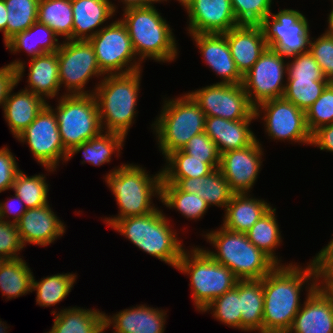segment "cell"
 <instances>
[{
    "mask_svg": "<svg viewBox=\"0 0 333 333\" xmlns=\"http://www.w3.org/2000/svg\"><path fill=\"white\" fill-rule=\"evenodd\" d=\"M7 13L6 42L37 21L39 0H4Z\"/></svg>",
    "mask_w": 333,
    "mask_h": 333,
    "instance_id": "cell-41",
    "label": "cell"
},
{
    "mask_svg": "<svg viewBox=\"0 0 333 333\" xmlns=\"http://www.w3.org/2000/svg\"><path fill=\"white\" fill-rule=\"evenodd\" d=\"M77 275L72 273H57L36 281L33 276L32 291H36V304L41 307H51L62 302L71 292Z\"/></svg>",
    "mask_w": 333,
    "mask_h": 333,
    "instance_id": "cell-37",
    "label": "cell"
},
{
    "mask_svg": "<svg viewBox=\"0 0 333 333\" xmlns=\"http://www.w3.org/2000/svg\"><path fill=\"white\" fill-rule=\"evenodd\" d=\"M263 113V114H262ZM263 115V116H261ZM256 119L264 120L265 133L271 140L311 144L305 111L284 97L271 99L255 107Z\"/></svg>",
    "mask_w": 333,
    "mask_h": 333,
    "instance_id": "cell-12",
    "label": "cell"
},
{
    "mask_svg": "<svg viewBox=\"0 0 333 333\" xmlns=\"http://www.w3.org/2000/svg\"><path fill=\"white\" fill-rule=\"evenodd\" d=\"M118 205V215L105 217L103 221L112 226L118 219L130 216H141L152 213L158 207L154 206L153 197L160 201L161 170L152 176L140 165L122 164L112 169L104 176Z\"/></svg>",
    "mask_w": 333,
    "mask_h": 333,
    "instance_id": "cell-2",
    "label": "cell"
},
{
    "mask_svg": "<svg viewBox=\"0 0 333 333\" xmlns=\"http://www.w3.org/2000/svg\"><path fill=\"white\" fill-rule=\"evenodd\" d=\"M311 146H315L320 151L333 153V123L322 126L311 134Z\"/></svg>",
    "mask_w": 333,
    "mask_h": 333,
    "instance_id": "cell-54",
    "label": "cell"
},
{
    "mask_svg": "<svg viewBox=\"0 0 333 333\" xmlns=\"http://www.w3.org/2000/svg\"><path fill=\"white\" fill-rule=\"evenodd\" d=\"M161 184H175L181 191L203 198L209 207L217 206L223 209H226L234 194L219 169L198 178H162Z\"/></svg>",
    "mask_w": 333,
    "mask_h": 333,
    "instance_id": "cell-26",
    "label": "cell"
},
{
    "mask_svg": "<svg viewBox=\"0 0 333 333\" xmlns=\"http://www.w3.org/2000/svg\"><path fill=\"white\" fill-rule=\"evenodd\" d=\"M6 323L0 320V333H8Z\"/></svg>",
    "mask_w": 333,
    "mask_h": 333,
    "instance_id": "cell-60",
    "label": "cell"
},
{
    "mask_svg": "<svg viewBox=\"0 0 333 333\" xmlns=\"http://www.w3.org/2000/svg\"><path fill=\"white\" fill-rule=\"evenodd\" d=\"M58 36L45 24L36 21L30 28L16 33L6 43L5 47L11 53L26 51L30 59L46 53L57 52L62 42Z\"/></svg>",
    "mask_w": 333,
    "mask_h": 333,
    "instance_id": "cell-30",
    "label": "cell"
},
{
    "mask_svg": "<svg viewBox=\"0 0 333 333\" xmlns=\"http://www.w3.org/2000/svg\"><path fill=\"white\" fill-rule=\"evenodd\" d=\"M316 284H333V250H320L313 257Z\"/></svg>",
    "mask_w": 333,
    "mask_h": 333,
    "instance_id": "cell-52",
    "label": "cell"
},
{
    "mask_svg": "<svg viewBox=\"0 0 333 333\" xmlns=\"http://www.w3.org/2000/svg\"><path fill=\"white\" fill-rule=\"evenodd\" d=\"M305 116L311 134L318 128L333 123V82L326 85L321 96L305 111Z\"/></svg>",
    "mask_w": 333,
    "mask_h": 333,
    "instance_id": "cell-44",
    "label": "cell"
},
{
    "mask_svg": "<svg viewBox=\"0 0 333 333\" xmlns=\"http://www.w3.org/2000/svg\"><path fill=\"white\" fill-rule=\"evenodd\" d=\"M125 140L126 137L122 134L102 131L92 139L74 146L68 152L66 162L71 160L73 155L83 150L82 164L88 162L93 166H101L105 163H110L113 154H117V157L118 155L120 156Z\"/></svg>",
    "mask_w": 333,
    "mask_h": 333,
    "instance_id": "cell-33",
    "label": "cell"
},
{
    "mask_svg": "<svg viewBox=\"0 0 333 333\" xmlns=\"http://www.w3.org/2000/svg\"><path fill=\"white\" fill-rule=\"evenodd\" d=\"M53 311L54 323L46 333H102L105 330L104 314L99 309L69 307Z\"/></svg>",
    "mask_w": 333,
    "mask_h": 333,
    "instance_id": "cell-31",
    "label": "cell"
},
{
    "mask_svg": "<svg viewBox=\"0 0 333 333\" xmlns=\"http://www.w3.org/2000/svg\"><path fill=\"white\" fill-rule=\"evenodd\" d=\"M26 62L14 60L0 67V107L3 109L10 89L22 80Z\"/></svg>",
    "mask_w": 333,
    "mask_h": 333,
    "instance_id": "cell-50",
    "label": "cell"
},
{
    "mask_svg": "<svg viewBox=\"0 0 333 333\" xmlns=\"http://www.w3.org/2000/svg\"><path fill=\"white\" fill-rule=\"evenodd\" d=\"M165 309L140 304L116 314H104L105 330L112 325L113 333H164L167 318Z\"/></svg>",
    "mask_w": 333,
    "mask_h": 333,
    "instance_id": "cell-23",
    "label": "cell"
},
{
    "mask_svg": "<svg viewBox=\"0 0 333 333\" xmlns=\"http://www.w3.org/2000/svg\"><path fill=\"white\" fill-rule=\"evenodd\" d=\"M308 52L319 64L325 78L333 82V37L325 32L316 39L310 37Z\"/></svg>",
    "mask_w": 333,
    "mask_h": 333,
    "instance_id": "cell-48",
    "label": "cell"
},
{
    "mask_svg": "<svg viewBox=\"0 0 333 333\" xmlns=\"http://www.w3.org/2000/svg\"><path fill=\"white\" fill-rule=\"evenodd\" d=\"M22 258L5 260L0 267V290L7 300L32 293L33 274Z\"/></svg>",
    "mask_w": 333,
    "mask_h": 333,
    "instance_id": "cell-34",
    "label": "cell"
},
{
    "mask_svg": "<svg viewBox=\"0 0 333 333\" xmlns=\"http://www.w3.org/2000/svg\"><path fill=\"white\" fill-rule=\"evenodd\" d=\"M155 7L128 8L123 10V18H120L142 63L147 58L156 62H171L179 53L173 29Z\"/></svg>",
    "mask_w": 333,
    "mask_h": 333,
    "instance_id": "cell-5",
    "label": "cell"
},
{
    "mask_svg": "<svg viewBox=\"0 0 333 333\" xmlns=\"http://www.w3.org/2000/svg\"><path fill=\"white\" fill-rule=\"evenodd\" d=\"M206 117L226 120L256 119L255 107L250 103L242 83H214L187 93Z\"/></svg>",
    "mask_w": 333,
    "mask_h": 333,
    "instance_id": "cell-16",
    "label": "cell"
},
{
    "mask_svg": "<svg viewBox=\"0 0 333 333\" xmlns=\"http://www.w3.org/2000/svg\"><path fill=\"white\" fill-rule=\"evenodd\" d=\"M273 0H231L238 24L261 25L271 13Z\"/></svg>",
    "mask_w": 333,
    "mask_h": 333,
    "instance_id": "cell-45",
    "label": "cell"
},
{
    "mask_svg": "<svg viewBox=\"0 0 333 333\" xmlns=\"http://www.w3.org/2000/svg\"><path fill=\"white\" fill-rule=\"evenodd\" d=\"M197 159H204L214 170L219 168L220 154L214 141L205 133L193 136L181 149Z\"/></svg>",
    "mask_w": 333,
    "mask_h": 333,
    "instance_id": "cell-47",
    "label": "cell"
},
{
    "mask_svg": "<svg viewBox=\"0 0 333 333\" xmlns=\"http://www.w3.org/2000/svg\"><path fill=\"white\" fill-rule=\"evenodd\" d=\"M6 146L0 148V193L11 190L20 171L16 157Z\"/></svg>",
    "mask_w": 333,
    "mask_h": 333,
    "instance_id": "cell-51",
    "label": "cell"
},
{
    "mask_svg": "<svg viewBox=\"0 0 333 333\" xmlns=\"http://www.w3.org/2000/svg\"><path fill=\"white\" fill-rule=\"evenodd\" d=\"M203 235L214 248L204 249L216 262L228 267L239 280L262 279L277 264L251 243L246 233L223 226Z\"/></svg>",
    "mask_w": 333,
    "mask_h": 333,
    "instance_id": "cell-6",
    "label": "cell"
},
{
    "mask_svg": "<svg viewBox=\"0 0 333 333\" xmlns=\"http://www.w3.org/2000/svg\"><path fill=\"white\" fill-rule=\"evenodd\" d=\"M206 65L221 78L222 84H240L243 76L236 68L226 36L223 33L189 34Z\"/></svg>",
    "mask_w": 333,
    "mask_h": 333,
    "instance_id": "cell-20",
    "label": "cell"
},
{
    "mask_svg": "<svg viewBox=\"0 0 333 333\" xmlns=\"http://www.w3.org/2000/svg\"><path fill=\"white\" fill-rule=\"evenodd\" d=\"M167 99L151 125L164 158L183 149L193 136L203 133L206 121L205 113L187 93Z\"/></svg>",
    "mask_w": 333,
    "mask_h": 333,
    "instance_id": "cell-7",
    "label": "cell"
},
{
    "mask_svg": "<svg viewBox=\"0 0 333 333\" xmlns=\"http://www.w3.org/2000/svg\"><path fill=\"white\" fill-rule=\"evenodd\" d=\"M210 312L213 318L228 327L241 330V311L239 297V280L236 286L220 297L215 298L203 312Z\"/></svg>",
    "mask_w": 333,
    "mask_h": 333,
    "instance_id": "cell-42",
    "label": "cell"
},
{
    "mask_svg": "<svg viewBox=\"0 0 333 333\" xmlns=\"http://www.w3.org/2000/svg\"><path fill=\"white\" fill-rule=\"evenodd\" d=\"M37 21L48 26L65 41L72 40L71 0H39Z\"/></svg>",
    "mask_w": 333,
    "mask_h": 333,
    "instance_id": "cell-35",
    "label": "cell"
},
{
    "mask_svg": "<svg viewBox=\"0 0 333 333\" xmlns=\"http://www.w3.org/2000/svg\"><path fill=\"white\" fill-rule=\"evenodd\" d=\"M328 80L287 79L283 97L306 111L320 96Z\"/></svg>",
    "mask_w": 333,
    "mask_h": 333,
    "instance_id": "cell-43",
    "label": "cell"
},
{
    "mask_svg": "<svg viewBox=\"0 0 333 333\" xmlns=\"http://www.w3.org/2000/svg\"><path fill=\"white\" fill-rule=\"evenodd\" d=\"M272 206L249 193H234L224 210L223 224L227 230L246 233Z\"/></svg>",
    "mask_w": 333,
    "mask_h": 333,
    "instance_id": "cell-28",
    "label": "cell"
},
{
    "mask_svg": "<svg viewBox=\"0 0 333 333\" xmlns=\"http://www.w3.org/2000/svg\"><path fill=\"white\" fill-rule=\"evenodd\" d=\"M17 85L18 83L10 89L2 109L10 132L15 138L35 120L48 102L25 89L12 93Z\"/></svg>",
    "mask_w": 333,
    "mask_h": 333,
    "instance_id": "cell-27",
    "label": "cell"
},
{
    "mask_svg": "<svg viewBox=\"0 0 333 333\" xmlns=\"http://www.w3.org/2000/svg\"><path fill=\"white\" fill-rule=\"evenodd\" d=\"M187 33H226L238 26L231 0H194L186 9Z\"/></svg>",
    "mask_w": 333,
    "mask_h": 333,
    "instance_id": "cell-18",
    "label": "cell"
},
{
    "mask_svg": "<svg viewBox=\"0 0 333 333\" xmlns=\"http://www.w3.org/2000/svg\"><path fill=\"white\" fill-rule=\"evenodd\" d=\"M7 13L6 5L4 0H0V32H3V41L6 43V25H7Z\"/></svg>",
    "mask_w": 333,
    "mask_h": 333,
    "instance_id": "cell-56",
    "label": "cell"
},
{
    "mask_svg": "<svg viewBox=\"0 0 333 333\" xmlns=\"http://www.w3.org/2000/svg\"><path fill=\"white\" fill-rule=\"evenodd\" d=\"M167 2L168 0H160V2ZM179 4H181L184 9H187L188 6L194 1V0H177Z\"/></svg>",
    "mask_w": 333,
    "mask_h": 333,
    "instance_id": "cell-59",
    "label": "cell"
},
{
    "mask_svg": "<svg viewBox=\"0 0 333 333\" xmlns=\"http://www.w3.org/2000/svg\"><path fill=\"white\" fill-rule=\"evenodd\" d=\"M239 73L244 76L267 49L261 25L239 24L223 33Z\"/></svg>",
    "mask_w": 333,
    "mask_h": 333,
    "instance_id": "cell-22",
    "label": "cell"
},
{
    "mask_svg": "<svg viewBox=\"0 0 333 333\" xmlns=\"http://www.w3.org/2000/svg\"><path fill=\"white\" fill-rule=\"evenodd\" d=\"M46 179V175L39 173L27 176L20 170L15 176L12 190L21 198L27 209L41 207L49 203L47 195L50 186Z\"/></svg>",
    "mask_w": 333,
    "mask_h": 333,
    "instance_id": "cell-40",
    "label": "cell"
},
{
    "mask_svg": "<svg viewBox=\"0 0 333 333\" xmlns=\"http://www.w3.org/2000/svg\"><path fill=\"white\" fill-rule=\"evenodd\" d=\"M321 250H333V238H332L331 241H330L325 247H323Z\"/></svg>",
    "mask_w": 333,
    "mask_h": 333,
    "instance_id": "cell-61",
    "label": "cell"
},
{
    "mask_svg": "<svg viewBox=\"0 0 333 333\" xmlns=\"http://www.w3.org/2000/svg\"><path fill=\"white\" fill-rule=\"evenodd\" d=\"M263 150L257 138L249 146L220 155L218 169L234 193H250L261 171Z\"/></svg>",
    "mask_w": 333,
    "mask_h": 333,
    "instance_id": "cell-17",
    "label": "cell"
},
{
    "mask_svg": "<svg viewBox=\"0 0 333 333\" xmlns=\"http://www.w3.org/2000/svg\"><path fill=\"white\" fill-rule=\"evenodd\" d=\"M316 283L312 260L304 268L292 262L276 265L263 278L262 333H287L302 306L300 294L303 287L306 285V291H312Z\"/></svg>",
    "mask_w": 333,
    "mask_h": 333,
    "instance_id": "cell-1",
    "label": "cell"
},
{
    "mask_svg": "<svg viewBox=\"0 0 333 333\" xmlns=\"http://www.w3.org/2000/svg\"><path fill=\"white\" fill-rule=\"evenodd\" d=\"M58 55L59 84L64 85L66 95L93 94L86 84L94 76L104 78L94 48L89 40L62 41ZM85 88V89H84Z\"/></svg>",
    "mask_w": 333,
    "mask_h": 333,
    "instance_id": "cell-11",
    "label": "cell"
},
{
    "mask_svg": "<svg viewBox=\"0 0 333 333\" xmlns=\"http://www.w3.org/2000/svg\"><path fill=\"white\" fill-rule=\"evenodd\" d=\"M286 77L298 80H327L319 64L309 52L288 57Z\"/></svg>",
    "mask_w": 333,
    "mask_h": 333,
    "instance_id": "cell-46",
    "label": "cell"
},
{
    "mask_svg": "<svg viewBox=\"0 0 333 333\" xmlns=\"http://www.w3.org/2000/svg\"><path fill=\"white\" fill-rule=\"evenodd\" d=\"M241 331L262 333L263 278L239 280Z\"/></svg>",
    "mask_w": 333,
    "mask_h": 333,
    "instance_id": "cell-32",
    "label": "cell"
},
{
    "mask_svg": "<svg viewBox=\"0 0 333 333\" xmlns=\"http://www.w3.org/2000/svg\"><path fill=\"white\" fill-rule=\"evenodd\" d=\"M164 159L166 163L161 169L162 178H198L214 171L204 159L194 158L182 150H176Z\"/></svg>",
    "mask_w": 333,
    "mask_h": 333,
    "instance_id": "cell-39",
    "label": "cell"
},
{
    "mask_svg": "<svg viewBox=\"0 0 333 333\" xmlns=\"http://www.w3.org/2000/svg\"><path fill=\"white\" fill-rule=\"evenodd\" d=\"M287 59L288 57L267 47L243 76L242 86L254 107L264 101L283 97L287 81Z\"/></svg>",
    "mask_w": 333,
    "mask_h": 333,
    "instance_id": "cell-13",
    "label": "cell"
},
{
    "mask_svg": "<svg viewBox=\"0 0 333 333\" xmlns=\"http://www.w3.org/2000/svg\"><path fill=\"white\" fill-rule=\"evenodd\" d=\"M317 287L324 291L333 302V284H317Z\"/></svg>",
    "mask_w": 333,
    "mask_h": 333,
    "instance_id": "cell-58",
    "label": "cell"
},
{
    "mask_svg": "<svg viewBox=\"0 0 333 333\" xmlns=\"http://www.w3.org/2000/svg\"><path fill=\"white\" fill-rule=\"evenodd\" d=\"M16 225L24 247L27 243L45 247L66 232V225L57 217L49 203L27 209Z\"/></svg>",
    "mask_w": 333,
    "mask_h": 333,
    "instance_id": "cell-19",
    "label": "cell"
},
{
    "mask_svg": "<svg viewBox=\"0 0 333 333\" xmlns=\"http://www.w3.org/2000/svg\"><path fill=\"white\" fill-rule=\"evenodd\" d=\"M28 87L25 90L46 99L58 97L60 93L59 64L57 52L46 53L29 60Z\"/></svg>",
    "mask_w": 333,
    "mask_h": 333,
    "instance_id": "cell-29",
    "label": "cell"
},
{
    "mask_svg": "<svg viewBox=\"0 0 333 333\" xmlns=\"http://www.w3.org/2000/svg\"><path fill=\"white\" fill-rule=\"evenodd\" d=\"M276 208H271L247 232V237L258 249L267 254L277 265H282L275 250L282 244V236L276 219Z\"/></svg>",
    "mask_w": 333,
    "mask_h": 333,
    "instance_id": "cell-36",
    "label": "cell"
},
{
    "mask_svg": "<svg viewBox=\"0 0 333 333\" xmlns=\"http://www.w3.org/2000/svg\"><path fill=\"white\" fill-rule=\"evenodd\" d=\"M47 105L56 115L64 148L69 152L74 146L99 135L103 129L93 94L60 95L56 108Z\"/></svg>",
    "mask_w": 333,
    "mask_h": 333,
    "instance_id": "cell-9",
    "label": "cell"
},
{
    "mask_svg": "<svg viewBox=\"0 0 333 333\" xmlns=\"http://www.w3.org/2000/svg\"><path fill=\"white\" fill-rule=\"evenodd\" d=\"M305 301L287 333H333V302L317 286Z\"/></svg>",
    "mask_w": 333,
    "mask_h": 333,
    "instance_id": "cell-21",
    "label": "cell"
},
{
    "mask_svg": "<svg viewBox=\"0 0 333 333\" xmlns=\"http://www.w3.org/2000/svg\"><path fill=\"white\" fill-rule=\"evenodd\" d=\"M122 2L123 10L132 8V7H146L152 6L156 3H160V0H119Z\"/></svg>",
    "mask_w": 333,
    "mask_h": 333,
    "instance_id": "cell-55",
    "label": "cell"
},
{
    "mask_svg": "<svg viewBox=\"0 0 333 333\" xmlns=\"http://www.w3.org/2000/svg\"><path fill=\"white\" fill-rule=\"evenodd\" d=\"M112 3L110 0H71L72 40H89L105 27L104 23L106 25L117 13V7Z\"/></svg>",
    "mask_w": 333,
    "mask_h": 333,
    "instance_id": "cell-24",
    "label": "cell"
},
{
    "mask_svg": "<svg viewBox=\"0 0 333 333\" xmlns=\"http://www.w3.org/2000/svg\"><path fill=\"white\" fill-rule=\"evenodd\" d=\"M176 269L190 278L191 297L199 312L234 288L239 280L228 267L216 262L199 246L184 250Z\"/></svg>",
    "mask_w": 333,
    "mask_h": 333,
    "instance_id": "cell-8",
    "label": "cell"
},
{
    "mask_svg": "<svg viewBox=\"0 0 333 333\" xmlns=\"http://www.w3.org/2000/svg\"><path fill=\"white\" fill-rule=\"evenodd\" d=\"M256 119L226 120L221 117H206L204 132L214 141L223 154L253 144L257 137L249 127Z\"/></svg>",
    "mask_w": 333,
    "mask_h": 333,
    "instance_id": "cell-25",
    "label": "cell"
},
{
    "mask_svg": "<svg viewBox=\"0 0 333 333\" xmlns=\"http://www.w3.org/2000/svg\"><path fill=\"white\" fill-rule=\"evenodd\" d=\"M23 248L17 225L0 219V256L6 260L21 258L18 255Z\"/></svg>",
    "mask_w": 333,
    "mask_h": 333,
    "instance_id": "cell-49",
    "label": "cell"
},
{
    "mask_svg": "<svg viewBox=\"0 0 333 333\" xmlns=\"http://www.w3.org/2000/svg\"><path fill=\"white\" fill-rule=\"evenodd\" d=\"M141 73L105 75L93 88L103 131L128 135L138 113Z\"/></svg>",
    "mask_w": 333,
    "mask_h": 333,
    "instance_id": "cell-3",
    "label": "cell"
},
{
    "mask_svg": "<svg viewBox=\"0 0 333 333\" xmlns=\"http://www.w3.org/2000/svg\"><path fill=\"white\" fill-rule=\"evenodd\" d=\"M6 259H4L2 256H0V267L5 262Z\"/></svg>",
    "mask_w": 333,
    "mask_h": 333,
    "instance_id": "cell-62",
    "label": "cell"
},
{
    "mask_svg": "<svg viewBox=\"0 0 333 333\" xmlns=\"http://www.w3.org/2000/svg\"><path fill=\"white\" fill-rule=\"evenodd\" d=\"M332 10L330 11L327 19L328 28L325 30V33L333 37V0H332Z\"/></svg>",
    "mask_w": 333,
    "mask_h": 333,
    "instance_id": "cell-57",
    "label": "cell"
},
{
    "mask_svg": "<svg viewBox=\"0 0 333 333\" xmlns=\"http://www.w3.org/2000/svg\"><path fill=\"white\" fill-rule=\"evenodd\" d=\"M267 47L285 57L306 53L309 48L310 28L305 15L294 9H280L270 13L261 24Z\"/></svg>",
    "mask_w": 333,
    "mask_h": 333,
    "instance_id": "cell-15",
    "label": "cell"
},
{
    "mask_svg": "<svg viewBox=\"0 0 333 333\" xmlns=\"http://www.w3.org/2000/svg\"><path fill=\"white\" fill-rule=\"evenodd\" d=\"M89 41L94 48L98 66L105 75L142 70V62L134 52L127 27L121 19L101 28Z\"/></svg>",
    "mask_w": 333,
    "mask_h": 333,
    "instance_id": "cell-10",
    "label": "cell"
},
{
    "mask_svg": "<svg viewBox=\"0 0 333 333\" xmlns=\"http://www.w3.org/2000/svg\"><path fill=\"white\" fill-rule=\"evenodd\" d=\"M16 139L27 143L34 160L47 172L56 171L60 161L63 164L67 160L68 151L62 144L56 115L48 105Z\"/></svg>",
    "mask_w": 333,
    "mask_h": 333,
    "instance_id": "cell-14",
    "label": "cell"
},
{
    "mask_svg": "<svg viewBox=\"0 0 333 333\" xmlns=\"http://www.w3.org/2000/svg\"><path fill=\"white\" fill-rule=\"evenodd\" d=\"M160 201L168 209H175L184 218L202 219L209 206L206 201L194 193L181 191L175 184H161Z\"/></svg>",
    "mask_w": 333,
    "mask_h": 333,
    "instance_id": "cell-38",
    "label": "cell"
},
{
    "mask_svg": "<svg viewBox=\"0 0 333 333\" xmlns=\"http://www.w3.org/2000/svg\"><path fill=\"white\" fill-rule=\"evenodd\" d=\"M14 194L15 195L13 197H11L8 201H6V202L0 201V219L4 220L6 222L17 224L20 221L21 216L27 211V208H26L25 204L23 203V201L21 200V198L18 197L16 195V193H14ZM15 202L17 204H15ZM9 215L13 216V217H11V218H13L12 221L7 220V218H9Z\"/></svg>",
    "mask_w": 333,
    "mask_h": 333,
    "instance_id": "cell-53",
    "label": "cell"
},
{
    "mask_svg": "<svg viewBox=\"0 0 333 333\" xmlns=\"http://www.w3.org/2000/svg\"><path fill=\"white\" fill-rule=\"evenodd\" d=\"M168 220L157 208L146 215L118 219L111 228L143 252L176 269L185 248Z\"/></svg>",
    "mask_w": 333,
    "mask_h": 333,
    "instance_id": "cell-4",
    "label": "cell"
}]
</instances>
